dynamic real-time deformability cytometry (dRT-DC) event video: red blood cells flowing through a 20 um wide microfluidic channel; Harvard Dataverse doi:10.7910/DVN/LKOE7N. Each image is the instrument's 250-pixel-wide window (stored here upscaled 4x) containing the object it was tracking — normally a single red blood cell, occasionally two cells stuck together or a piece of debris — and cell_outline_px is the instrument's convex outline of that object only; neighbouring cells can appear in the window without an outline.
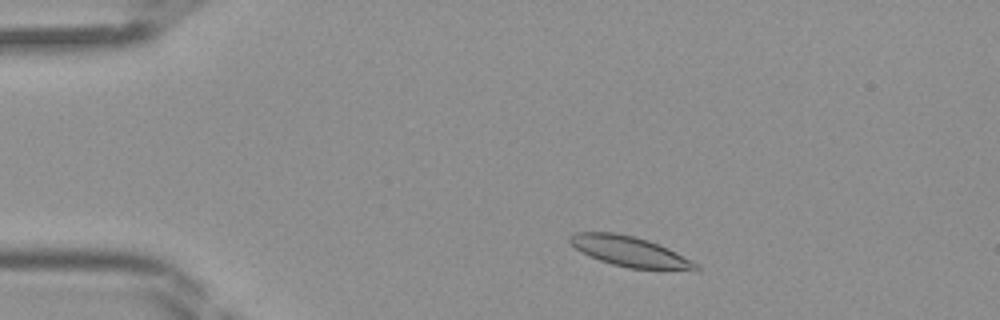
{"species": "Egyptian fruit bat (a non-hibernating species)", "species_latin": "Rousettus aegyptiacus", "temperature_condition": "room temperature", "stored_images_in_passage": 41, "camera_frame_rate_fps": 3000, "um_per_image_px": 0.085, "frame": {"image": 1, "passage_image": 5, "time_ms": 1.333, "image_size_px": [1000, 320], "cell_outline_px": [[700, 268], [696, 272], [628, 268], [612, 264], [588, 256], [580, 252], [568, 240], [568, 236], [576, 232], [616, 232], [648, 240], [668, 248], [700, 264]], "centroid_in_image_um": [53.61, 21.41], "position_along_channel_um": 31.4, "area_um2": 22.72}}
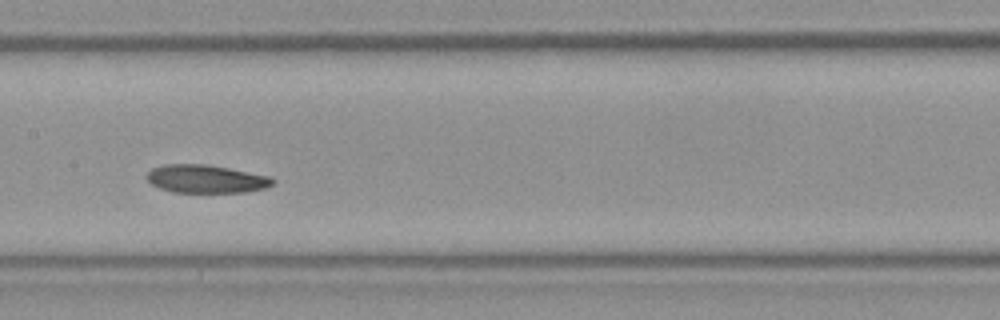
{"frame": {"image": 2, "passage_image": 19, "time_ms": 6.0, "image_size_px": [1000, 320], "cell_outline_px": [[276, 180], [272, 184], [264, 188], [244, 192], [172, 192], [160, 188], [152, 184], [148, 180], [148, 172], [152, 168], [164, 164], [208, 164], [268, 176]], "centroid_in_image_um": [17.49, 15.2], "position_along_channel_um": 189.9, "area_um2": 20.4}}
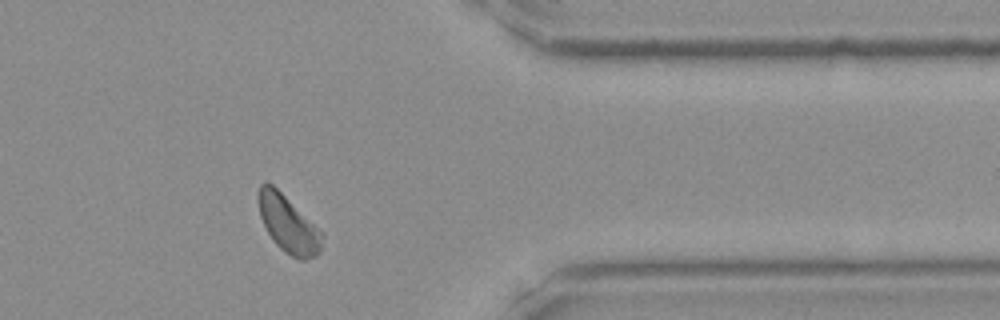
{"frame": {"image": 3, "passage_image": 33, "time_ms": 10.667, "image_size_px": [1000, 320], "cell_outline_px": [[324, 236], [320, 252], [316, 256], [304, 260], [300, 260], [284, 252], [272, 240], [260, 216], [256, 200], [256, 196], [260, 184], [264, 180], [272, 184], [320, 228], [324, 232]], "centroid_in_image_um": [24.5, 19.03], "position_along_channel_um": 386.9, "area_um2": 21.62}}